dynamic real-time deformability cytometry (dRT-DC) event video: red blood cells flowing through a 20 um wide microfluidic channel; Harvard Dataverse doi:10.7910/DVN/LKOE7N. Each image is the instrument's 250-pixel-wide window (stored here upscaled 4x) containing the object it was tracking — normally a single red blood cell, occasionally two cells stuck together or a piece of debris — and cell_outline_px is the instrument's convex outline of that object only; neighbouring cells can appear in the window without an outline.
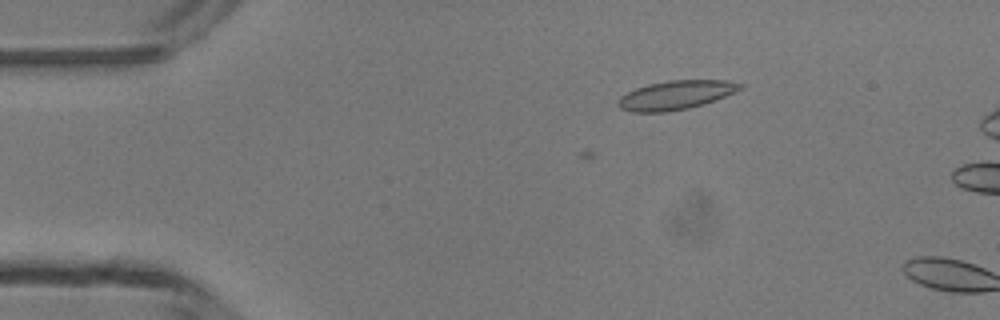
{"species": "common noctule bat (a hibernating species)", "species_latin": "Nyctalus noctula", "temperature_condition": "room temperature", "stored_images_in_passage": 3, "camera_frame_rate_fps": 3000, "um_per_image_px": 0.085, "animal": {"sex": "male", "body_mass_g": 13.3}, "frame": {"image": 1, "passage_image": 1, "time_ms": 0.0, "image_size_px": [1000, 320], "cell_outline_px": [[744, 88], [704, 104], [688, 108], [664, 112], [632, 112], [620, 108], [620, 96], [636, 88], [648, 84], [668, 80], [728, 80], [744, 84]], "centroid_in_image_um": [57.48, 8.07], "position_along_channel_um": 27.5, "area_um2": 20.4}}